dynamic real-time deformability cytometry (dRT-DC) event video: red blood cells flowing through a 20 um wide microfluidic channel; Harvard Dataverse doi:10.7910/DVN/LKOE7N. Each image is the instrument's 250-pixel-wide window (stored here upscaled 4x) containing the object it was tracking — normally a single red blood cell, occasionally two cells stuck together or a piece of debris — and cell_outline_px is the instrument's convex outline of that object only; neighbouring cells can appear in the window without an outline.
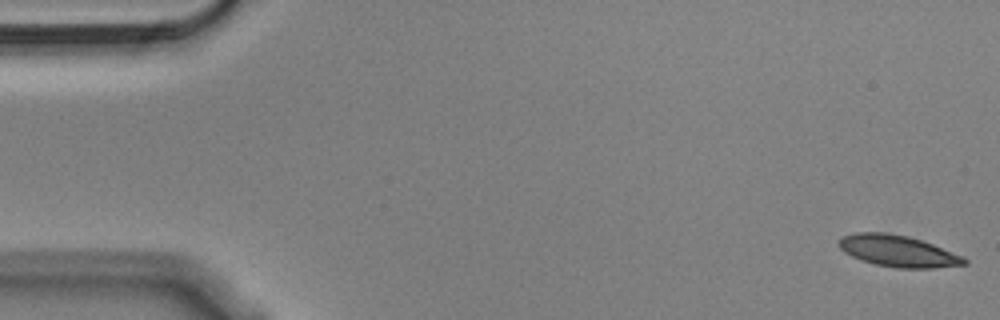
{"species": "Egyptian fruit bat (a non-hibernating species)", "species_latin": "Rousettus aegyptiacus", "temperature_condition": "cold", "stored_images_in_passage": 55, "camera_frame_rate_fps": 3000, "um_per_image_px": 0.085, "animal": {"sex": "male"}, "frame": {"image": 1, "passage_image": 1, "time_ms": 0.0, "image_size_px": [1000, 320], "cell_outline_px": [[968, 264], [932, 268], [896, 268], [876, 264], [860, 260], [844, 252], [840, 248], [836, 240], [844, 236], [856, 232], [884, 232], [908, 236], [932, 244], [964, 256], [968, 260]], "centroid_in_image_um": [76.32, 21.34], "position_along_channel_um": 8.7, "area_um2": 23.06}}
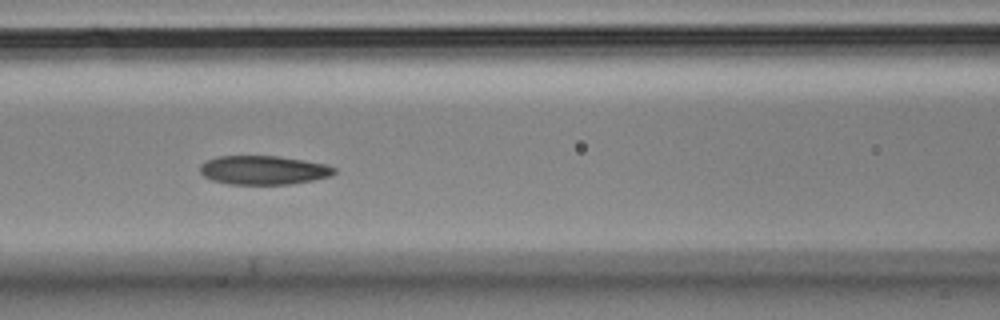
{"frame": {"image": 2, "passage_image": 23, "time_ms": 7.333, "image_size_px": [1000, 320], "cell_outline_px": [[336, 172], [332, 176], [292, 184], [228, 184], [212, 180], [204, 176], [200, 172], [200, 164], [208, 160], [220, 156], [280, 156], [324, 164], [336, 168]], "centroid_in_image_um": [22.4, 14.46], "position_along_channel_um": 144.2, "area_um2": 22.54}}
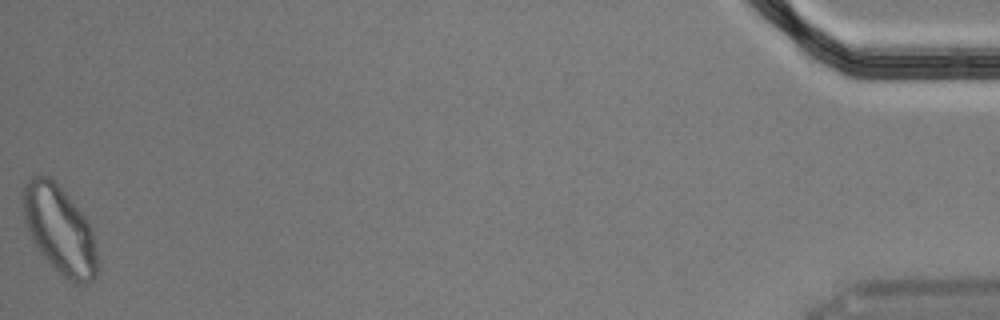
{"frame": {"image": 3, "passage_image": 55, "time_ms": 18.0, "image_size_px": [1000, 320], "cell_outline_px": [[96, 276], [92, 280], [84, 284], [76, 284], [68, 280], [40, 252], [32, 240], [24, 216], [24, 184], [32, 176], [48, 176], [68, 196], [88, 220], [92, 228], [96, 248]], "centroid_in_image_um": [5.09, 19.54], "position_along_channel_um": 430.1, "area_um2": 37.22}, "authors_computed_cell_mechanics": {"area_um2": 23.5246, "velocity_mm_per_s": 3.6078, "shape_relaxation_time_tau1_ms": 5.7556, "shape_relaxation_time_tau2_ms": 3.7666, "deformation_change_tau1": 0.1437, "deformation_change_tau2": 0.0711}}